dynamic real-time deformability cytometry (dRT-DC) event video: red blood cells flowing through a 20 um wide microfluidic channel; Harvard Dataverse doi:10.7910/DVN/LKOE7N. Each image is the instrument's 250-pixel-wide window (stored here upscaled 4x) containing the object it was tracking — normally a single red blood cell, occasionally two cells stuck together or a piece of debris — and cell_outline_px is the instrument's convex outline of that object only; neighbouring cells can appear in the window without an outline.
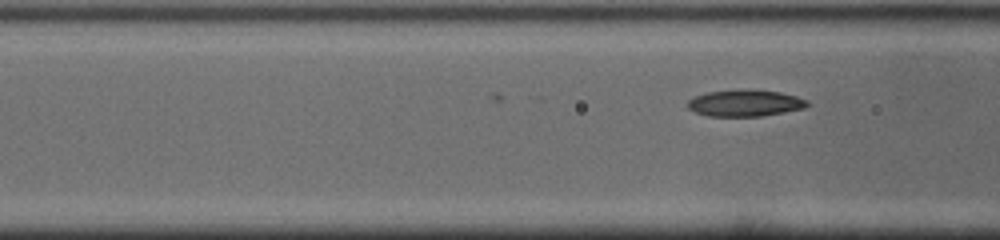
{"species": "common noctule bat (a hibernating species)", "species_latin": "Nyctalus noctula", "temperature_condition": "cold", "stored_images_in_passage": 5, "camera_frame_rate_fps": 3000, "um_per_image_px": 0.085, "animal": {"sex": "male", "body_mass_g": 19.0, "forearm_length_mm": 50.8}, "frame": {"image": 1, "passage_image": 5, "time_ms": 1.333, "image_size_px": [1000, 240], "cell_outline_px": [[808, 104], [804, 108], [784, 112], [760, 116], [708, 116], [696, 112], [688, 108], [684, 104], [688, 100], [696, 96], [708, 92], [780, 92], [796, 96], [808, 100]], "centroid_in_image_um": [63.31, 8.81], "position_along_channel_um": 103.3, "area_um2": 17.63}}